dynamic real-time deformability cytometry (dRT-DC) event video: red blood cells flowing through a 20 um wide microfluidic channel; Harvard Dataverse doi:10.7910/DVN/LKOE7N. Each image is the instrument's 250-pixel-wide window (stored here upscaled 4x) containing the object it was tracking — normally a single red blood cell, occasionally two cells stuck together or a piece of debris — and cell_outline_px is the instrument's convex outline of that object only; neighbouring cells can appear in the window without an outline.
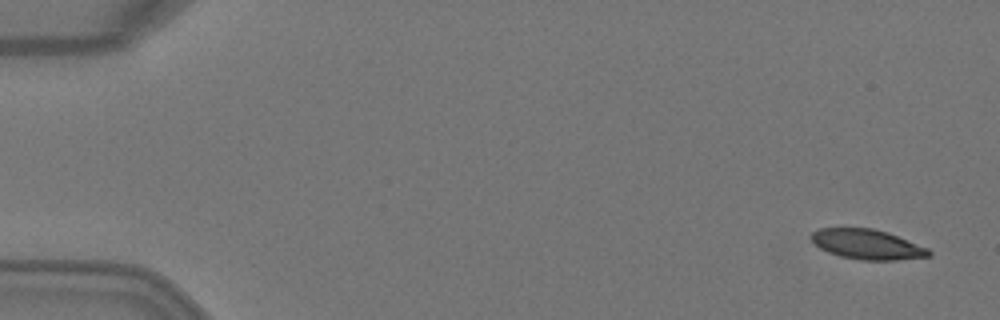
{"species": "Egyptian fruit bat (a non-hibernating species)", "species_latin": "Rousettus aegyptiacus", "temperature_condition": "warm", "stored_images_in_passage": 4, "camera_frame_rate_fps": 3000, "um_per_image_px": 0.085, "animal": {"sex": "female"}, "frame": {"image": 1, "passage_image": 1, "time_ms": 0.0, "image_size_px": [1000, 320], "cell_outline_px": [[932, 256], [896, 260], [860, 260], [840, 256], [828, 252], [820, 248], [812, 240], [812, 232], [820, 228], [872, 228], [888, 232], [928, 248], [932, 252]], "centroid_in_image_um": [73.74, 20.77], "position_along_channel_um": 11.3, "area_um2": 20.46}}
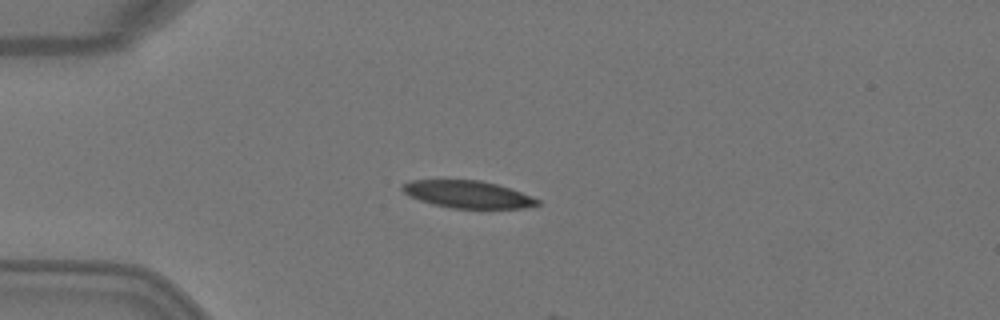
{"frame": {"image": 2, "passage_image": 4, "time_ms": 1.0, "image_size_px": [1000, 320], "cell_outline_px": [[540, 204], [524, 208], [452, 208], [432, 204], [408, 196], [400, 188], [400, 184], [412, 180], [480, 180], [496, 184], [532, 196], [540, 200]], "centroid_in_image_um": [39.72, 16.52], "position_along_channel_um": 45.3, "area_um2": 21.44}}